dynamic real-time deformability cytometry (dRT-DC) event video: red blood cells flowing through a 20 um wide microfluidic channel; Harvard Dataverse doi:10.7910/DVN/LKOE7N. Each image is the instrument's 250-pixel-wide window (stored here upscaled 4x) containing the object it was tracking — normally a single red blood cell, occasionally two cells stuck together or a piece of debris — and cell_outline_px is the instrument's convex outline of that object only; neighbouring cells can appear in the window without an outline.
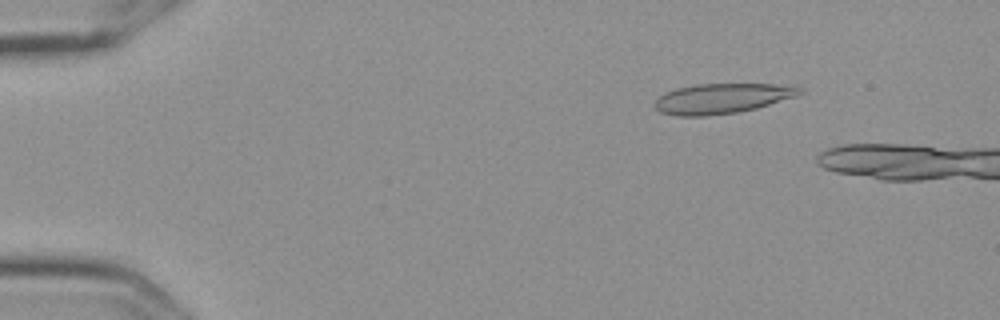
{"species": "Egyptian fruit bat (a non-hibernating species)", "species_latin": "Rousettus aegyptiacus", "temperature_condition": "cold", "stored_images_in_passage": 7, "camera_frame_rate_fps": 3000, "um_per_image_px": 0.085, "frame": {"image": 1, "passage_image": 3, "time_ms": 0.667, "image_size_px": [1000, 320], "cell_outline_px": [[804, 92], [796, 96], [756, 108], [736, 112], [708, 116], [676, 116], [660, 112], [652, 104], [664, 92], [676, 88], [696, 84], [772, 84], [804, 88]], "centroid_in_image_um": [61.32, 8.37], "position_along_channel_um": 23.7, "area_um2": 25.37}}